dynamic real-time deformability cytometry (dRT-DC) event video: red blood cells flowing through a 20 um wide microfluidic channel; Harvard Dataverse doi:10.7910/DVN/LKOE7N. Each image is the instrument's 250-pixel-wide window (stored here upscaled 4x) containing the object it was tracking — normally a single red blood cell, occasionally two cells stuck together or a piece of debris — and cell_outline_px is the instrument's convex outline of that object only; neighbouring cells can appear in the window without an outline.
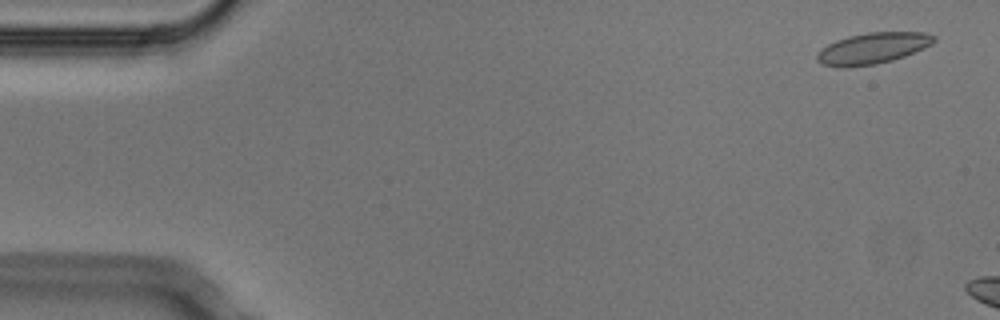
{"species": "Egyptian fruit bat (a non-hibernating species)", "species_latin": "Rousettus aegyptiacus", "temperature_condition": "cold", "stored_images_in_passage": 3, "camera_frame_rate_fps": 3000, "um_per_image_px": 0.085, "animal": {"sex": "male"}, "frame": {"image": 1, "passage_image": 1, "time_ms": 0.0, "image_size_px": [1000, 320], "cell_outline_px": [[936, 40], [932, 44], [924, 48], [904, 56], [892, 60], [876, 64], [848, 68], [840, 68], [820, 64], [816, 60], [816, 52], [828, 44], [836, 40], [848, 36], [868, 32], [924, 32], [936, 36]], "centroid_in_image_um": [74.14, 4.11], "position_along_channel_um": 10.9, "area_um2": 21.5}}